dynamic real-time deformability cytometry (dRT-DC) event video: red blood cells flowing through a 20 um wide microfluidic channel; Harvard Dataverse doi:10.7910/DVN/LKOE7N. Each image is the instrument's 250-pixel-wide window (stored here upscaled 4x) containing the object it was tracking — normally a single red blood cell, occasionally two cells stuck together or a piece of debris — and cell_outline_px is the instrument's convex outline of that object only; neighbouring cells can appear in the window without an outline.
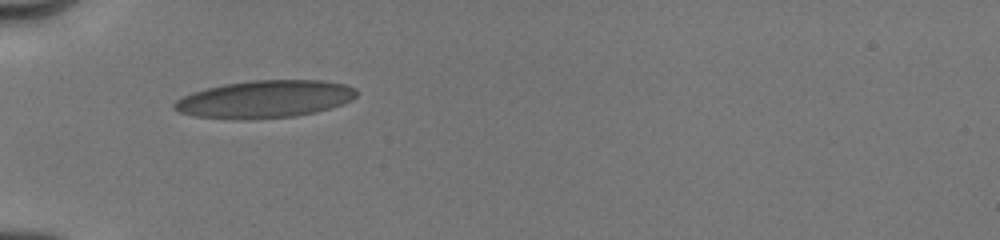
{"species": "human", "species_latin": "Homo sapiens", "temperature_condition": "cold", "stored_images_in_passage": 34, "camera_frame_rate_fps": 3000, "um_per_image_px": 0.085, "donor": {"sex": "male"}, "frame": {"image": 1, "passage_image": 1, "time_ms": 0.0, "image_size_px": [1000, 240], "cell_outline_px": [[360, 92], [352, 100], [316, 112], [296, 116], [240, 120], [236, 120], [196, 116], [180, 112], [172, 108], [172, 104], [176, 100], [192, 92], [224, 84], [252, 80], [320, 80], [344, 84], [356, 88]], "centroid_in_image_um": [22.51, 8.43], "position_along_channel_um": 62.5, "area_um2": 39.88}}
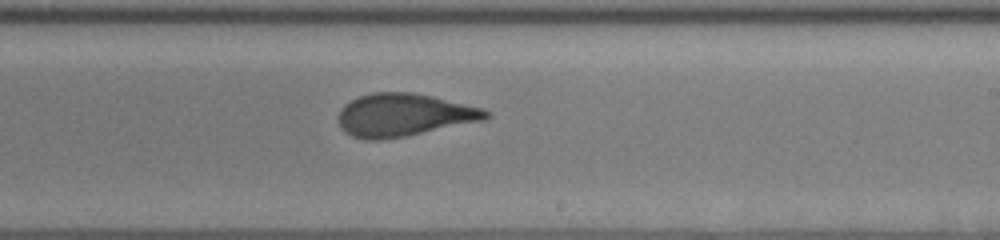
{"frame": {"image": 2, "passage_image": 17, "time_ms": 5.0, "image_size_px": [1000, 240], "cell_outline_px": [[492, 116], [484, 120], [404, 136], [380, 140], [364, 140], [352, 136], [344, 132], [340, 128], [336, 120], [336, 116], [340, 108], [344, 104], [360, 96], [372, 92], [412, 92], [432, 96], [484, 108], [492, 112]], "centroid_in_image_um": [34.29, 9.77], "position_along_channel_um": 254.7, "area_um2": 37.11}}
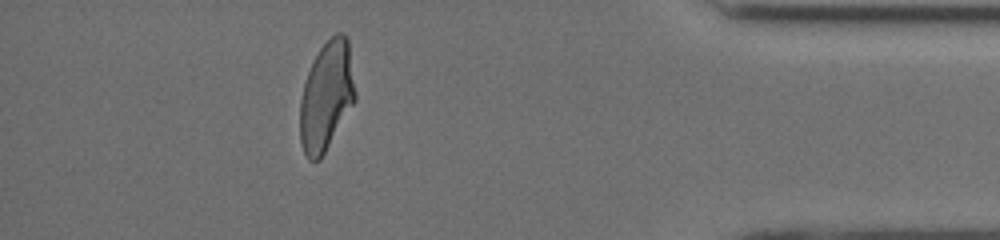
{"frame": {"image": 3, "passage_image": 34, "time_ms": 9.667, "image_size_px": [1000, 240], "cell_outline_px": [[356, 100], [320, 160], [308, 160], [304, 152], [300, 140], [300, 100], [304, 84], [308, 72], [320, 48], [336, 32], [344, 32], [348, 40], [356, 92]], "centroid_in_image_um": [27.76, 8.17], "position_along_channel_um": 407.4, "area_um2": 34.97}, "authors_computed_cell_mechanics": {"area_um2": 37.1076, "velocity_mm_per_s": 4.0158, "shape_relaxation_time_tau1_ms": 5.7092, "shape_relaxation_time_tau2_ms": 0.7586, "deformation_change_tau1": 0.1805, "deformation_change_tau2": 0.0529}}